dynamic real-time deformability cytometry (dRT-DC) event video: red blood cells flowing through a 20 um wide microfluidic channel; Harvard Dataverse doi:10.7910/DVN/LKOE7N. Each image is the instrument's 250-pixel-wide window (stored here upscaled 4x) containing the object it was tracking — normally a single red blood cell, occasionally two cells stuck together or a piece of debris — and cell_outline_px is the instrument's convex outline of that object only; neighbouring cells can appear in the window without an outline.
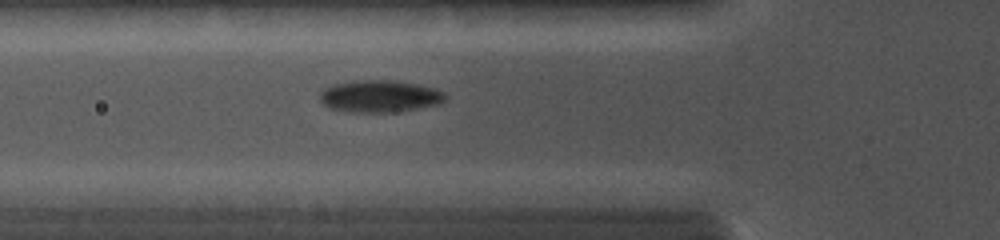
{"species": "common noctule bat (a hibernating species)", "species_latin": "Nyctalus noctula", "temperature_condition": "cold", "stored_images_in_passage": 25, "camera_frame_rate_fps": 5000, "um_per_image_px": 0.085, "animal": {"sex": "female", "body_mass_g": 19.0, "forearm_length_mm": 56.7}, "frame": {"image": 1, "passage_image": 7, "time_ms": 4.6, "image_size_px": [1000, 240], "cell_outline_px": [[448, 96], [440, 104], [416, 108], [388, 112], [348, 112], [328, 108], [320, 100], [320, 92], [324, 88], [332, 84], [356, 80], [392, 80], [420, 84], [436, 88], [444, 92]], "centroid_in_image_um": [32.27, 8.17], "position_along_channel_um": 93.5, "area_um2": 23.64}}
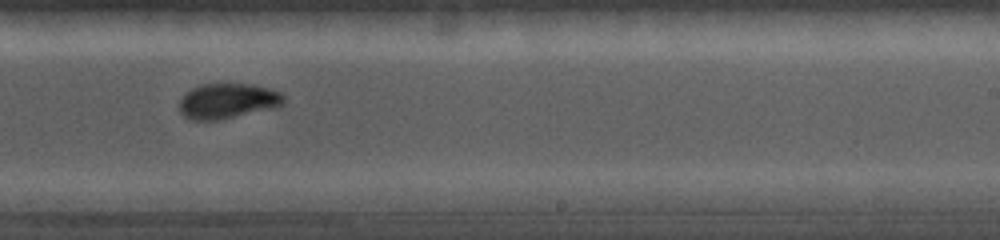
{"frame": {"image": 2, "passage_image": 15, "time_ms": 8.6, "image_size_px": [1000, 240], "cell_outline_px": [[284, 100], [276, 108], [220, 120], [188, 120], [180, 112], [180, 100], [184, 92], [200, 84], [252, 84], [268, 88], [280, 92], [284, 96]], "centroid_in_image_um": [19.32, 8.59], "position_along_channel_um": 269.7, "area_um2": 21.62}}
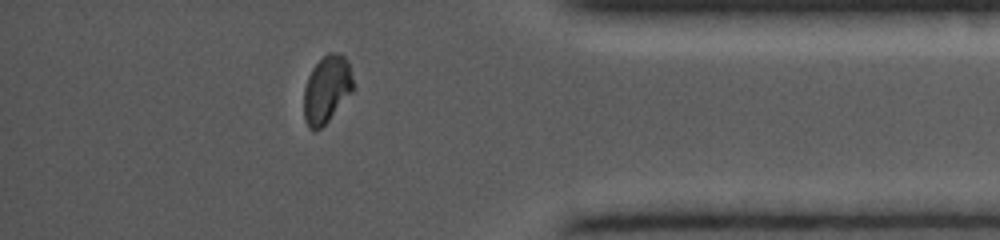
{"frame": {"image": 3, "passage_image": 22, "time_ms": 12.0, "image_size_px": [1000, 240], "cell_outline_px": [[356, 88], [328, 120], [316, 132], [312, 132], [308, 128], [304, 120], [304, 88], [308, 76], [312, 68], [328, 52], [336, 52], [344, 56], [348, 60]], "centroid_in_image_um": [27.78, 7.6], "position_along_channel_um": 407.4, "area_um2": 19.65}}